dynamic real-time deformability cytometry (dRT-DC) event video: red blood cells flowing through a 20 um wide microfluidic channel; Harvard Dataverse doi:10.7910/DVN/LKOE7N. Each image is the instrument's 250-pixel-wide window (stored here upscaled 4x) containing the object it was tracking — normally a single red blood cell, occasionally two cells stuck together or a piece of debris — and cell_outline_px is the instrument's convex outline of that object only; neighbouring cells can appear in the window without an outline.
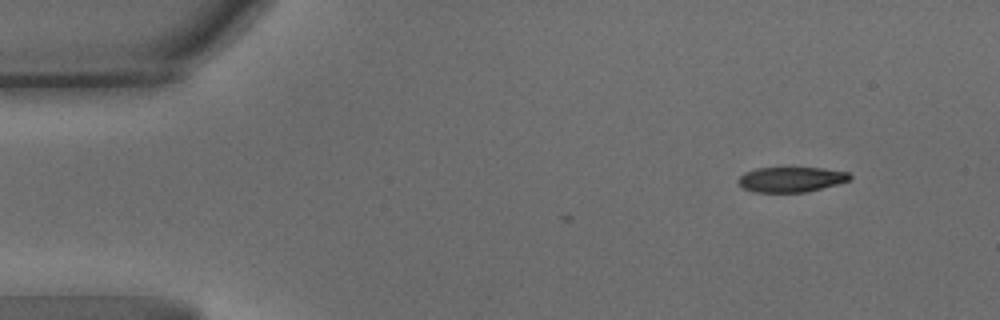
{"species": "common noctule bat (a hibernating species)", "species_latin": "Nyctalus noctula", "temperature_condition": "warm", "stored_images_in_passage": 2, "camera_frame_rate_fps": 3000, "um_per_image_px": 0.085, "animal": {"sex": "male", "body_mass_g": 15.6}, "frame": {"image": 1, "passage_image": 2, "time_ms": 0.333, "image_size_px": [1000, 320], "cell_outline_px": [[852, 176], [848, 180], [836, 184], [804, 192], [752, 192], [744, 188], [736, 180], [744, 172], [756, 168], [824, 168], [848, 172]], "centroid_in_image_um": [67.2, 15.24], "position_along_channel_um": 17.8, "area_um2": 16.18}}